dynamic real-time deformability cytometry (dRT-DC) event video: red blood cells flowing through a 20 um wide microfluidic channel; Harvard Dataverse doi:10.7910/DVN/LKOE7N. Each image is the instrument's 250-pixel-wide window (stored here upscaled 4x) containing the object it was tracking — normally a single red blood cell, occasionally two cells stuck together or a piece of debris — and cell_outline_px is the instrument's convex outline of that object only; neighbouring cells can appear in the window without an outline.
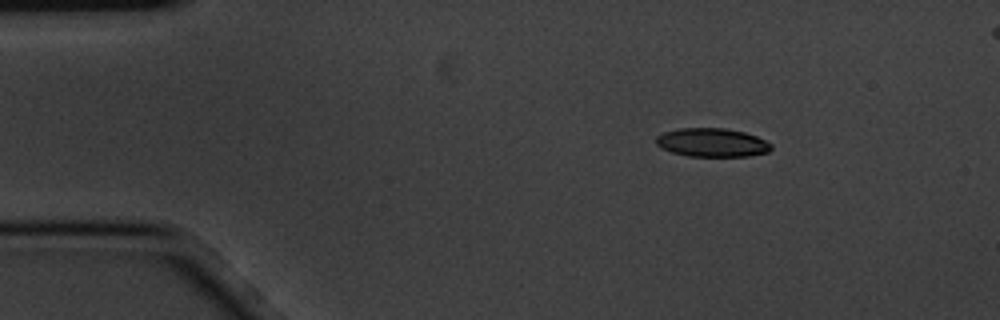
{"species": "common noctule bat (a hibernating species)", "species_latin": "Nyctalus noctula", "temperature_condition": "cold", "stored_images_in_passage": 4, "segment_of_instrument_passage": [1, 2], "camera_frame_rate_fps": 3000, "um_per_image_px": 0.085, "animal": {"sex": "male", "body_mass_g": 20.1, "forearm_length_mm": 53.5}, "frame": {"image": 1, "passage_image": 2, "time_ms": 0.333, "image_size_px": [1000, 320], "cell_outline_px": [[772, 148], [768, 152], [748, 156], [688, 156], [672, 152], [660, 148], [656, 144], [656, 136], [664, 132], [680, 128], [724, 128], [744, 132], [756, 136], [772, 144]], "centroid_in_image_um": [60.51, 12.11], "position_along_channel_um": 24.5, "area_um2": 19.19}}